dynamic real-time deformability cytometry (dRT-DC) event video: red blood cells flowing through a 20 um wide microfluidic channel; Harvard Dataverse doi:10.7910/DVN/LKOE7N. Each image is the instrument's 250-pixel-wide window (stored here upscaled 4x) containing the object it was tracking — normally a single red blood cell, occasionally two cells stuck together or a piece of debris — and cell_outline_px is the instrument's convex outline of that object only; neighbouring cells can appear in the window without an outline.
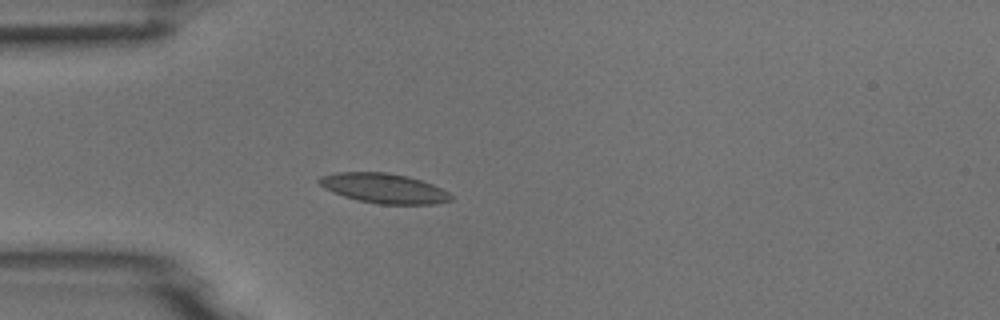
{"species": "common noctule bat (a hibernating species)", "species_latin": "Nyctalus noctula", "temperature_condition": "room temperature", "stored_images_in_passage": 3, "camera_frame_rate_fps": 3000, "um_per_image_px": 0.085, "animal": {"sex": "male", "body_mass_g": 18.8}, "frame": {"image": 1, "passage_image": 3, "time_ms": 0.667, "image_size_px": [1000, 320], "cell_outline_px": [[452, 200], [436, 204], [376, 204], [356, 200], [344, 196], [324, 188], [316, 180], [320, 176], [336, 172], [384, 172], [408, 176], [432, 184], [448, 192], [452, 196]], "centroid_in_image_um": [32.61, 16.0], "position_along_channel_um": 52.4, "area_um2": 22.89}}